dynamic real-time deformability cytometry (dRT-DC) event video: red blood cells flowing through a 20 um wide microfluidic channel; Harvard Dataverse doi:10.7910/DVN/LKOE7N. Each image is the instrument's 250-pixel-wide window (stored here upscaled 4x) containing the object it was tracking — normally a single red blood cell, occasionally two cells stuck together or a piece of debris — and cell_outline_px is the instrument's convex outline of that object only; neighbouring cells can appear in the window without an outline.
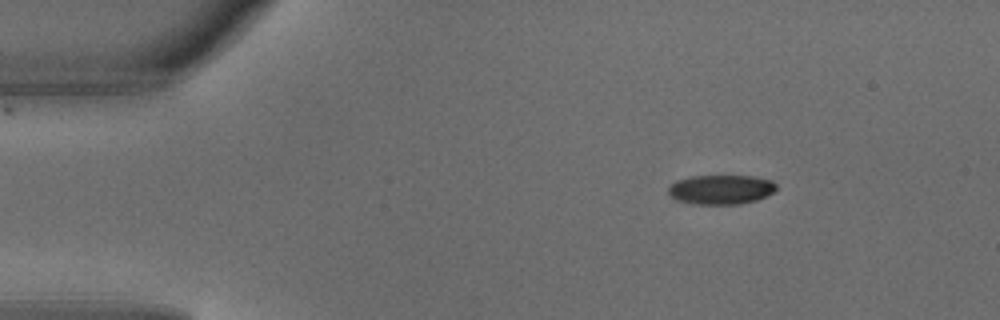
{"species": "common noctule bat (a hibernating species)", "species_latin": "Nyctalus noctula", "temperature_condition": "warm", "stored_images_in_passage": 3, "camera_frame_rate_fps": 3000, "um_per_image_px": 0.085, "animal": {"sex": "male", "body_mass_g": 18.8}, "frame": {"image": 1, "passage_image": 1, "time_ms": 0.0, "image_size_px": [1000, 320], "cell_outline_px": [[776, 188], [772, 192], [756, 200], [740, 204], [696, 204], [676, 200], [668, 192], [668, 188], [676, 180], [692, 176], [752, 176], [772, 180], [776, 184]], "centroid_in_image_um": [61.27, 16.1], "position_along_channel_um": 23.7, "area_um2": 18.38}}
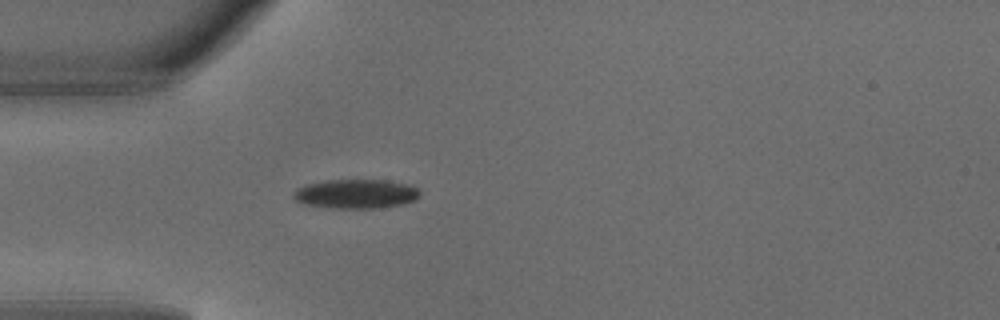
{"frame": {"image": 2, "passage_image": 3, "time_ms": 0.667, "image_size_px": [1000, 320], "cell_outline_px": [[420, 196], [416, 200], [400, 204], [380, 208], [328, 208], [304, 204], [296, 200], [292, 196], [292, 192], [308, 184], [328, 180], [384, 180], [408, 184], [416, 188], [420, 192]], "centroid_in_image_um": [30.26, 16.49], "position_along_channel_um": 54.7, "area_um2": 21.44}}